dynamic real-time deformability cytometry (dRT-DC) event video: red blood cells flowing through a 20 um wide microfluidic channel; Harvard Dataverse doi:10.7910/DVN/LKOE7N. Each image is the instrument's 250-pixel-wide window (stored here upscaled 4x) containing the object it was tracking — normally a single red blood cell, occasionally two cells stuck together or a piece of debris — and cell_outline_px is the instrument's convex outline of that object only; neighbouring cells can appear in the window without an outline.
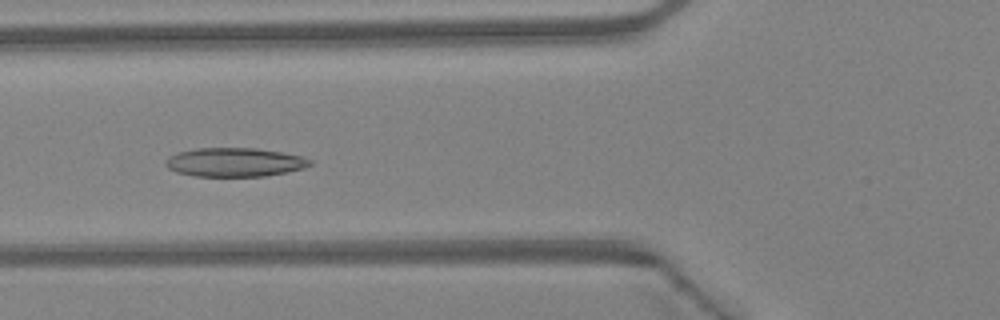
{"species": "Egyptian fruit bat (a non-hibernating species)", "species_latin": "Rousettus aegyptiacus", "temperature_condition": "warm", "stored_images_in_passage": 38, "camera_frame_rate_fps": 3000, "um_per_image_px": 0.085, "animal": {"sex": "female"}, "frame": {"image": 1, "passage_image": 9, "time_ms": 2.667, "image_size_px": [1000, 320], "cell_outline_px": [[312, 164], [304, 168], [288, 172], [264, 176], [196, 176], [176, 172], [168, 168], [164, 164], [168, 156], [180, 152], [196, 148], [256, 148], [304, 156], [312, 160]], "centroid_in_image_um": [19.97, 13.79], "position_along_channel_um": 105.8, "area_um2": 24.33}}
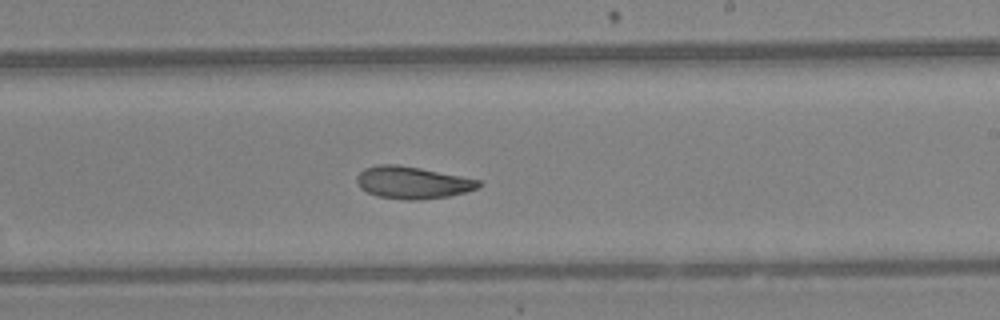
{"frame": {"image": 2, "passage_image": 19, "time_ms": 6.0, "image_size_px": [1000, 320], "cell_outline_px": [[480, 184], [476, 188], [464, 192], [448, 196], [420, 200], [404, 200], [376, 196], [360, 188], [356, 180], [356, 176], [364, 168], [376, 164], [396, 164], [420, 168], [480, 180]], "centroid_in_image_um": [34.99, 15.52], "position_along_channel_um": 254.0, "area_um2": 22.77}}
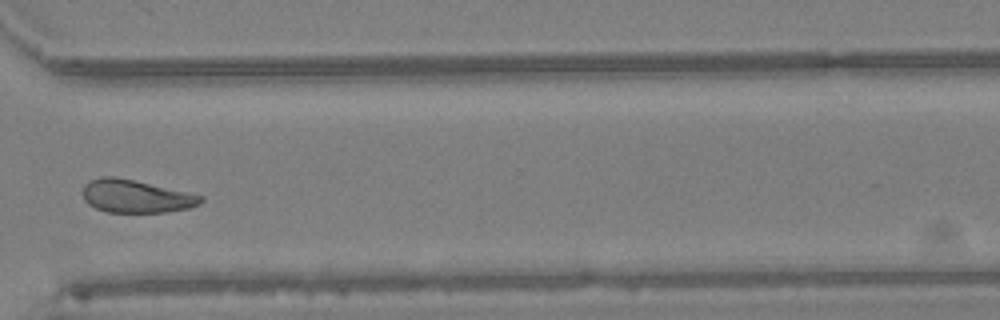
{"frame": {"image": 3, "passage_image": 26, "time_ms": 8.333, "image_size_px": [1000, 320], "cell_outline_px": [[204, 200], [200, 204], [188, 208], [168, 212], [108, 212], [96, 208], [88, 204], [84, 200], [84, 184], [100, 176], [116, 176], [204, 196]], "centroid_in_image_um": [11.56, 16.68], "position_along_channel_um": 359.0, "area_um2": 22.48}}